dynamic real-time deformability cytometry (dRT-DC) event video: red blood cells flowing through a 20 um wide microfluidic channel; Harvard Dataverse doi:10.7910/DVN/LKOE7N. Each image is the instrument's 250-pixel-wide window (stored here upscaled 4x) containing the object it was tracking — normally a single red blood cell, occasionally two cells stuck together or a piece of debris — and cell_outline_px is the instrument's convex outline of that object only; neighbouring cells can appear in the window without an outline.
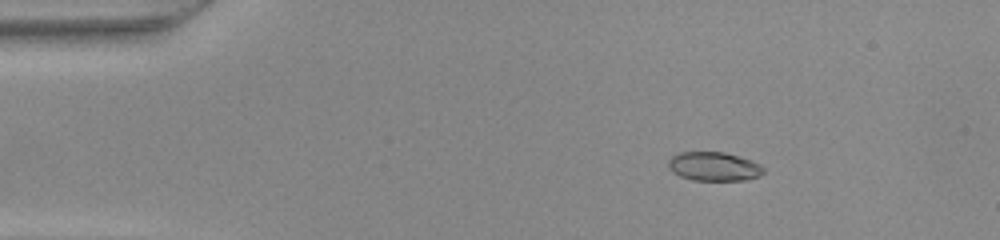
{"species": "common noctule bat (a hibernating species)", "species_latin": "Nyctalus noctula", "temperature_condition": "warm", "stored_images_in_passage": 49, "camera_frame_rate_fps": 3000, "um_per_image_px": 0.085, "animal": {"sex": "female", "body_mass_g": 22.0, "forearm_length_mm": 56.7}, "frame": {"image": 1, "passage_image": 8, "time_ms": 2.333, "image_size_px": [1000, 240], "cell_outline_px": [[764, 172], [760, 176], [744, 180], [692, 180], [680, 176], [672, 172], [668, 168], [668, 160], [676, 152], [724, 152], [752, 160], [760, 164], [764, 168]], "centroid_in_image_um": [60.67, 14.14], "position_along_channel_um": 24.3, "area_um2": 16.18}}
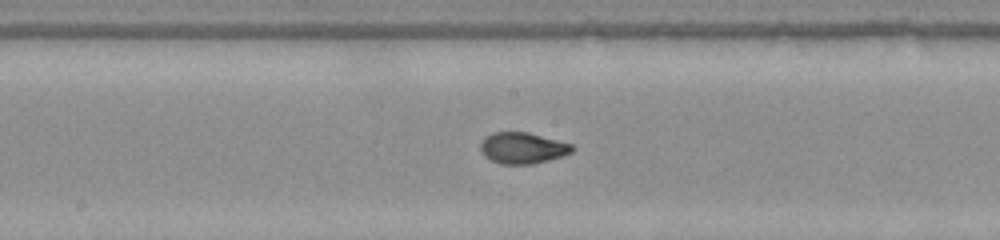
{"frame": {"image": 2, "passage_image": 26, "time_ms": 8.333, "image_size_px": [1000, 240], "cell_outline_px": [[576, 148], [572, 152], [564, 156], [532, 164], [500, 164], [484, 156], [480, 148], [480, 140], [484, 136], [492, 132], [528, 132], [572, 144]], "centroid_in_image_um": [44.41, 12.57], "position_along_channel_um": 203.8, "area_um2": 16.88}}
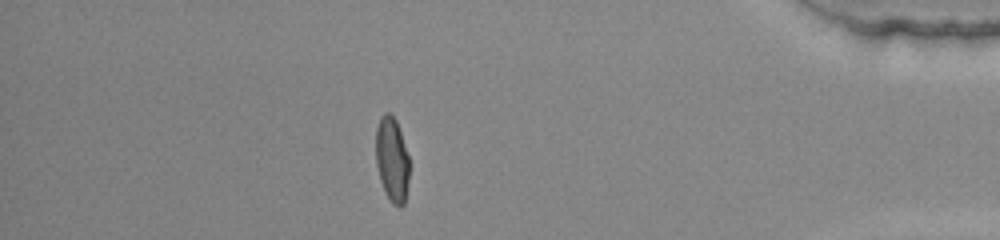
{"frame": {"image": 3, "passage_image": 43, "time_ms": 14.0, "image_size_px": [1000, 240], "cell_outline_px": [[408, 180], [404, 204], [400, 208], [392, 204], [384, 192], [380, 180], [376, 164], [376, 128], [380, 116], [384, 112], [388, 112], [396, 120], [408, 156]], "centroid_in_image_um": [33.29, 13.57], "position_along_channel_um": 401.9, "area_um2": 16.47}}